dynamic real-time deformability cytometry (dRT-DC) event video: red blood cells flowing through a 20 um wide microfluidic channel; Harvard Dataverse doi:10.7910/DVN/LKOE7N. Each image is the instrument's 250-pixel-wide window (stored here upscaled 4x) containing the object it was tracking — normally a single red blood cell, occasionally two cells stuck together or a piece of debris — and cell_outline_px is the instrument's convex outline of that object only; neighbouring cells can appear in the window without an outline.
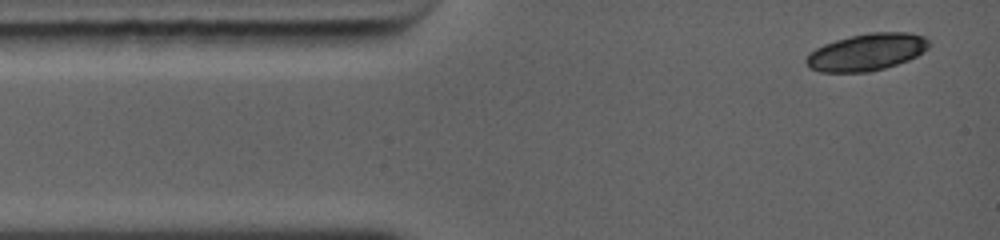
{"species": "common noctule bat (a hibernating species)", "species_latin": "Nyctalus noctula", "temperature_condition": "warm", "stored_images_in_passage": 3, "camera_frame_rate_fps": 5000, "um_per_image_px": 0.085, "animal": {"sex": "female", "body_mass_g": 19.0, "forearm_length_mm": 56.7}, "frame": {"image": 1, "passage_image": 1, "time_ms": 0.0, "image_size_px": [1000, 240], "cell_outline_px": [[932, 44], [924, 52], [908, 60], [884, 68], [868, 72], [820, 72], [808, 68], [804, 60], [816, 48], [824, 44], [836, 40], [868, 32], [908, 32], [928, 36]], "centroid_in_image_um": [73.72, 4.42], "position_along_channel_um": 11.3, "area_um2": 26.7}}